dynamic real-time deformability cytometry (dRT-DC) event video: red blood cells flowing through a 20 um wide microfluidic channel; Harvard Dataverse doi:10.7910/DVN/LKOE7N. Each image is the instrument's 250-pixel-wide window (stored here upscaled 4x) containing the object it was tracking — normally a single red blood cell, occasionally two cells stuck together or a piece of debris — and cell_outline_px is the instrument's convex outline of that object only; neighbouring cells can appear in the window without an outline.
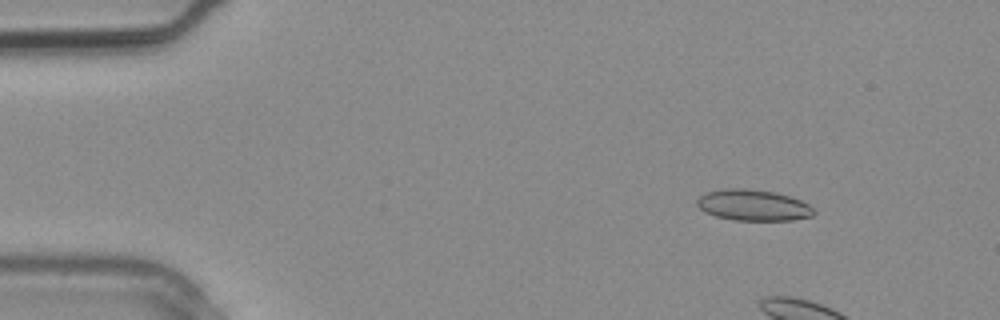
{"species": "common noctule bat (a hibernating species)", "species_latin": "Nyctalus noctula", "temperature_condition": "warm", "stored_images_in_passage": 4, "camera_frame_rate_fps": 3000, "um_per_image_px": 0.085, "animal": {"sex": "male", "body_mass_g": 20.4}, "frame": {"image": 1, "passage_image": 2, "time_ms": 0.333, "image_size_px": [1000, 320], "cell_outline_px": [[816, 212], [812, 216], [792, 220], [732, 220], [716, 216], [704, 212], [696, 204], [696, 200], [700, 196], [708, 192], [724, 188], [744, 188], [776, 192], [792, 196], [808, 204]], "centroid_in_image_um": [64.02, 17.43], "position_along_channel_um": 21.0, "area_um2": 21.27}}